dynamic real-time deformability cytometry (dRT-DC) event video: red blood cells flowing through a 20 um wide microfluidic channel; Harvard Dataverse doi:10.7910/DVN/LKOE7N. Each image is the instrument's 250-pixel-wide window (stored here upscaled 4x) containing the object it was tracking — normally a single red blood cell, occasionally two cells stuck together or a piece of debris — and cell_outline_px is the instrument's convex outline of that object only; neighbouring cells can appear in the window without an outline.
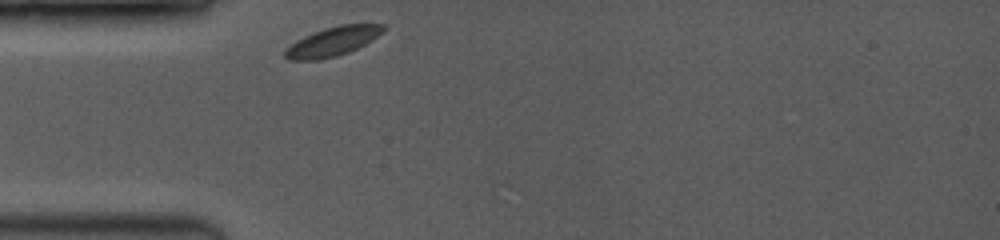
{"species": "common noctule bat (a hibernating species)", "species_latin": "Nyctalus noctula", "temperature_condition": "room temperature", "stored_images_in_passage": 16, "camera_frame_rate_fps": 3500, "um_per_image_px": 0.085, "animal": {"sex": "female", "body_mass_g": 19.0, "forearm_length_mm": 53.3}, "frame": {"image": 1, "passage_image": 1, "time_ms": 0.0, "image_size_px": [1000, 240], "cell_outline_px": [[388, 28], [372, 40], [348, 52], [336, 56], [316, 60], [288, 60], [284, 56], [284, 52], [296, 40], [312, 32], [324, 28], [340, 24], [388, 24]], "centroid_in_image_um": [28.31, 3.51], "position_along_channel_um": 56.7, "area_um2": 16.7}}
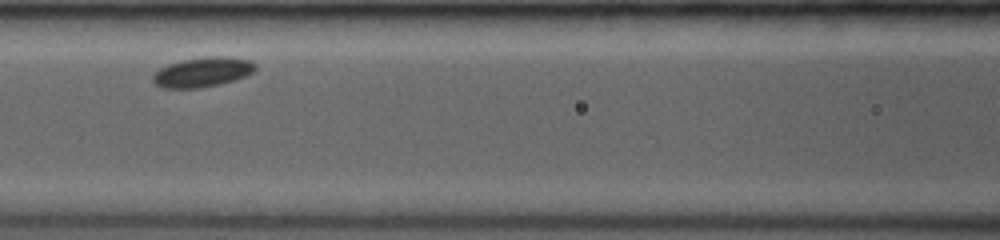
{"frame": {"image": 2, "passage_image": 5, "time_ms": 2.571, "image_size_px": [1000, 240], "cell_outline_px": [[256, 68], [248, 76], [236, 80], [220, 84], [200, 88], [164, 88], [156, 84], [152, 80], [152, 76], [160, 68], [168, 64], [184, 60], [208, 56], [228, 56], [252, 60], [256, 64]], "centroid_in_image_um": [17.27, 6.13], "position_along_channel_um": 149.3, "area_um2": 17.92}}
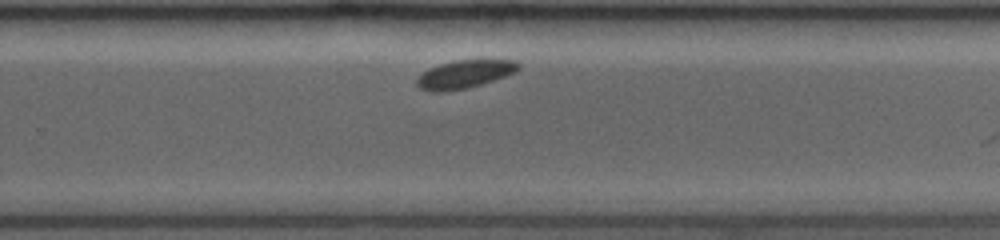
{"frame": {"image": 3, "passage_image": 15, "time_ms": 6.286, "image_size_px": [1000, 240], "cell_outline_px": [[520, 68], [516, 72], [468, 88], [440, 92], [428, 92], [420, 88], [416, 84], [416, 76], [428, 68], [452, 60], [516, 60], [520, 64]], "centroid_in_image_um": [39.43, 6.3], "position_along_channel_um": 290.4, "area_um2": 16.76}}